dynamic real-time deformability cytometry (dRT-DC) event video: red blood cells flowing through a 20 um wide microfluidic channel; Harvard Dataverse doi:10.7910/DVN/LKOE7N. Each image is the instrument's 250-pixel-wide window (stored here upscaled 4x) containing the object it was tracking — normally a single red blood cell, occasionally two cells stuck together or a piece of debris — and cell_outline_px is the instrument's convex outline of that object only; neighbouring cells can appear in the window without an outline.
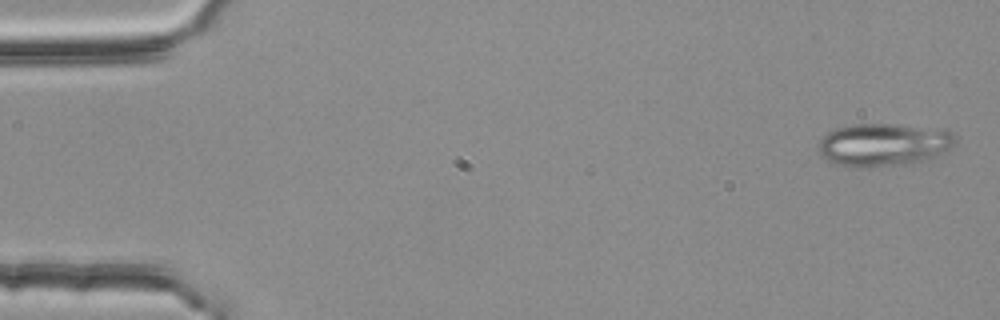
{"species": "common noctule bat (a hibernating species)", "species_latin": "Nyctalus noctula", "temperature_condition": "room temperature", "stored_images_in_passage": 4, "camera_frame_rate_fps": 3000, "um_per_image_px": 0.085, "animal": {"sex": "female", "body_mass_g": 25.1}, "frame": {"image": 1, "passage_image": 1, "time_ms": 0.0, "image_size_px": [1000, 320], "cell_outline_px": [[956, 140], [948, 148], [924, 160], [904, 164], [864, 168], [852, 168], [836, 164], [828, 160], [816, 148], [820, 140], [828, 132], [836, 128], [856, 124], [896, 124], [948, 128], [956, 136]], "centroid_in_image_um": [75.09, 12.28], "position_along_channel_um": 9.9, "area_um2": 34.33}}